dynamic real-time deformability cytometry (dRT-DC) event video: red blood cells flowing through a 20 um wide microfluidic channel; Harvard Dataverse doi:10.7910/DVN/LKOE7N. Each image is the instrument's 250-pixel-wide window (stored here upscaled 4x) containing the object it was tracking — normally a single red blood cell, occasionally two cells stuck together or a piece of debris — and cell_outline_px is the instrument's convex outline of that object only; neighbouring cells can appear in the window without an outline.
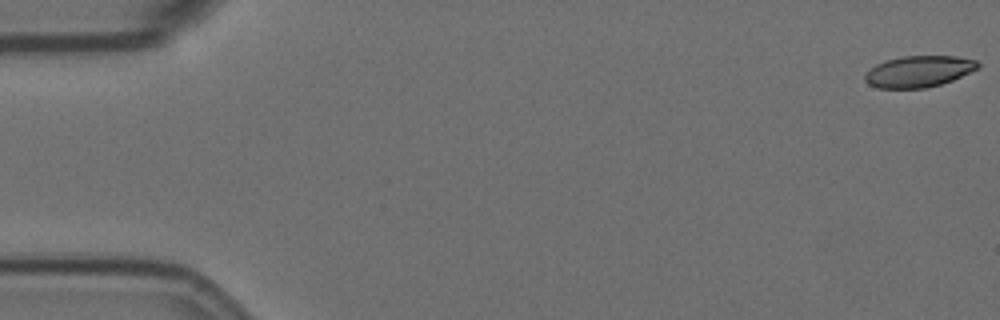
{"species": "Egyptian fruit bat (a non-hibernating species)", "species_latin": "Rousettus aegyptiacus", "temperature_condition": "room temperature", "stored_images_in_passage": 32, "camera_frame_rate_fps": 3000, "um_per_image_px": 0.085, "animal": {"sex": "female"}, "frame": {"image": 1, "passage_image": 1, "time_ms": 0.0, "image_size_px": [1000, 320], "cell_outline_px": [[980, 68], [952, 80], [940, 84], [924, 88], [880, 88], [868, 84], [864, 80], [864, 76], [876, 64], [888, 60], [904, 56], [956, 56], [976, 60], [980, 64]], "centroid_in_image_um": [78.12, 6.07], "position_along_channel_um": 6.9, "area_um2": 20.46}}
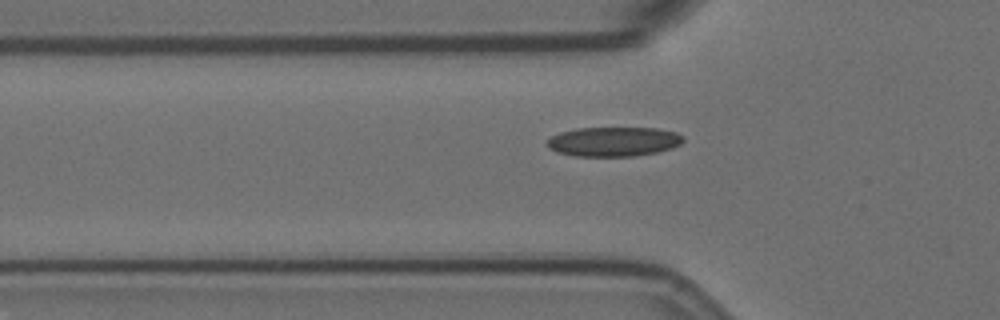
{"frame": {"image": 2, "passage_image": 19, "time_ms": 6.0, "image_size_px": [1000, 320], "cell_outline_px": [[684, 140], [680, 144], [672, 148], [656, 152], [636, 156], [576, 156], [556, 152], [548, 148], [548, 140], [552, 136], [560, 132], [576, 128], [656, 128], [676, 132], [684, 136]], "centroid_in_image_um": [52.17, 12.03], "position_along_channel_um": 73.6, "area_um2": 23.41}}
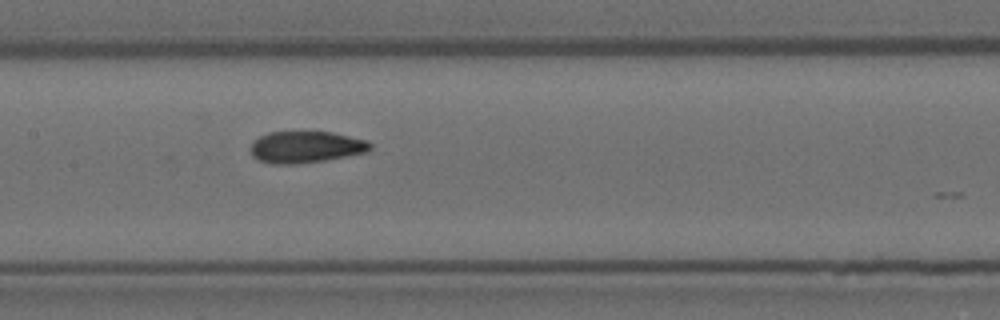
{"frame": {"image": 3, "passage_image": 28, "time_ms": 9.0, "image_size_px": [1000, 320], "cell_outline_px": [[372, 148], [368, 152], [324, 160], [296, 164], [272, 164], [260, 160], [252, 156], [252, 144], [260, 136], [268, 132], [332, 132], [368, 140], [372, 144]], "centroid_in_image_um": [26.04, 12.49], "position_along_channel_um": 181.4, "area_um2": 21.96}}